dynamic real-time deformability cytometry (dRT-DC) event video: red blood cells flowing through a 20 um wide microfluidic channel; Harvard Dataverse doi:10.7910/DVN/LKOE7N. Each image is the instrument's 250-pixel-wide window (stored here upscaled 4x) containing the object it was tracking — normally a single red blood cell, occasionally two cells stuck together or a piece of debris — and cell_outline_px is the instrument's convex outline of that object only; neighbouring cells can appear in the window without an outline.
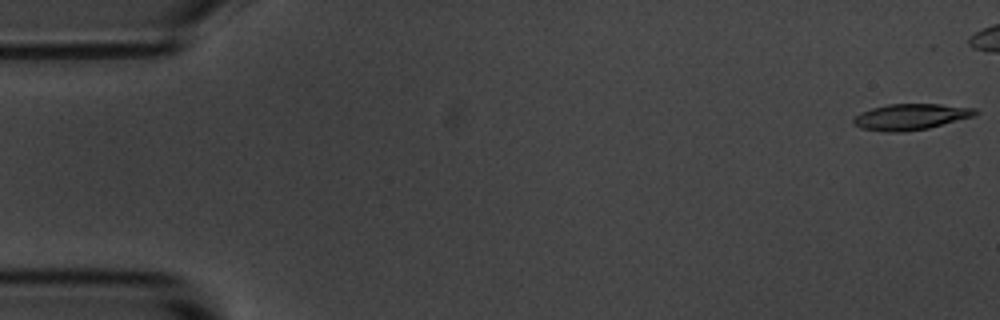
{"species": "common noctule bat (a hibernating species)", "species_latin": "Nyctalus noctula", "temperature_condition": "room temperature", "stored_images_in_passage": 45, "camera_frame_rate_fps": 3000, "um_per_image_px": 0.085, "animal": {"sex": "male", "body_mass_g": 20.1, "forearm_length_mm": 53.5}, "frame": {"image": 1, "passage_image": 1, "time_ms": 0.0, "image_size_px": [1000, 320], "cell_outline_px": [[980, 112], [976, 116], [928, 128], [904, 132], [888, 132], [860, 128], [852, 124], [852, 120], [860, 112], [872, 108], [888, 104], [940, 104], [976, 108]], "centroid_in_image_um": [77.43, 9.93], "position_along_channel_um": 7.6, "area_um2": 18.67}}
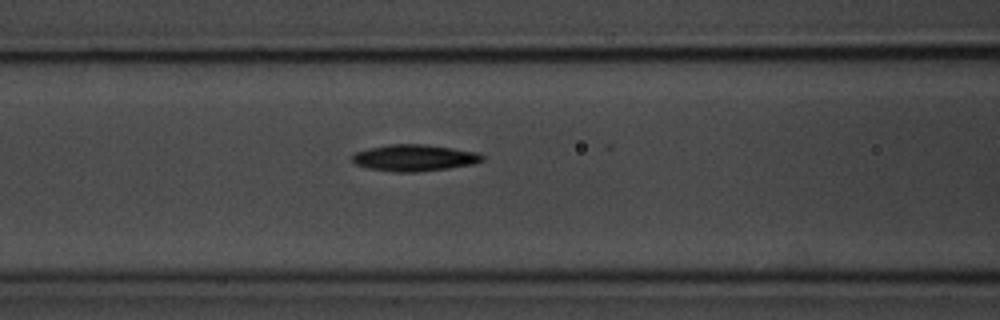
{"frame": {"image": 2, "passage_image": 22, "time_ms": 7.0, "image_size_px": [1000, 320], "cell_outline_px": [[484, 160], [472, 164], [448, 168], [416, 172], [396, 172], [368, 168], [356, 164], [352, 160], [352, 156], [356, 152], [368, 148], [388, 144], [424, 144], [452, 148], [476, 152], [484, 156]], "centroid_in_image_um": [35.2, 13.41], "position_along_channel_um": 131.4, "area_um2": 20.0}}
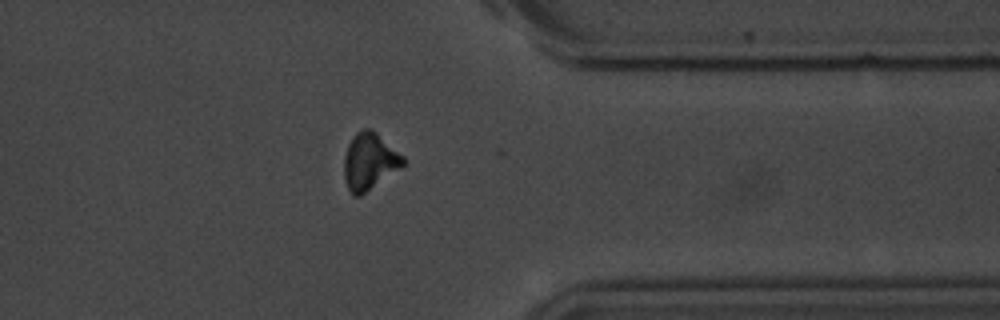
{"frame": {"image": 3, "passage_image": 43, "time_ms": 14.0, "image_size_px": [1000, 320], "cell_outline_px": [[408, 164], [360, 196], [352, 196], [348, 188], [344, 176], [344, 156], [348, 144], [352, 136], [356, 132], [364, 128], [372, 128], [404, 156]], "centroid_in_image_um": [31.43, 13.71], "position_along_channel_um": 380.0, "area_um2": 19.94}}